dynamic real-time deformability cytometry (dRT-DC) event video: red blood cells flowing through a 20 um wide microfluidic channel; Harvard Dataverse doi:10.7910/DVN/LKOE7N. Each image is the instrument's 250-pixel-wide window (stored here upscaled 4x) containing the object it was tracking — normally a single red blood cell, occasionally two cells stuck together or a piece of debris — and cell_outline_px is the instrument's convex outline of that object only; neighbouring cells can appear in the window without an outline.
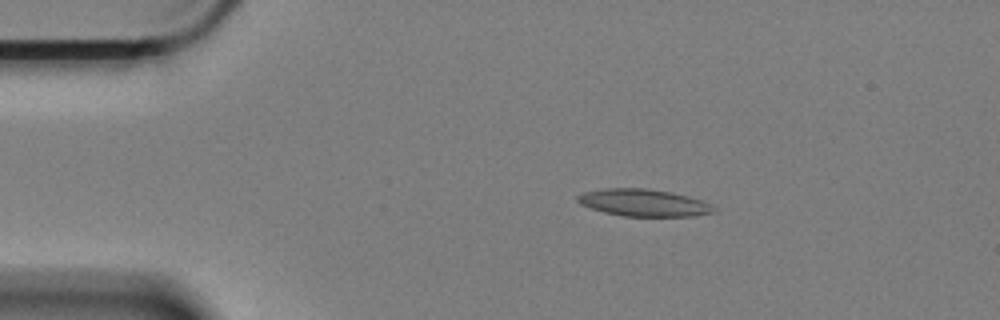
{"species": "Egyptian fruit bat (a non-hibernating species)", "species_latin": "Rousettus aegyptiacus", "temperature_condition": "cold", "stored_images_in_passage": 50, "camera_frame_rate_fps": 3000, "um_per_image_px": 0.085, "animal": {"sex": "female"}, "frame": {"image": 1, "passage_image": 1, "time_ms": 0.0, "image_size_px": [1000, 320], "cell_outline_px": [[716, 212], [692, 216], [624, 216], [604, 212], [580, 204], [576, 200], [576, 196], [584, 192], [604, 188], [644, 188], [668, 192], [700, 200], [716, 208]], "centroid_in_image_um": [54.66, 17.24], "position_along_channel_um": 30.3, "area_um2": 21.21}}
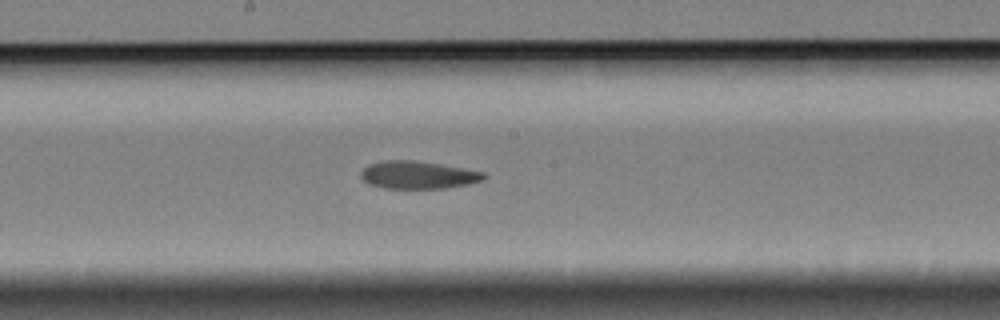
{"frame": {"image": 2, "passage_image": 22, "time_ms": 7.0, "image_size_px": [1000, 320], "cell_outline_px": [[488, 176], [484, 180], [468, 184], [444, 188], [384, 188], [368, 184], [360, 176], [360, 172], [368, 164], [384, 160], [412, 160], [440, 164], [484, 172]], "centroid_in_image_um": [35.52, 14.87], "position_along_channel_um": 212.7, "area_um2": 19.83}}
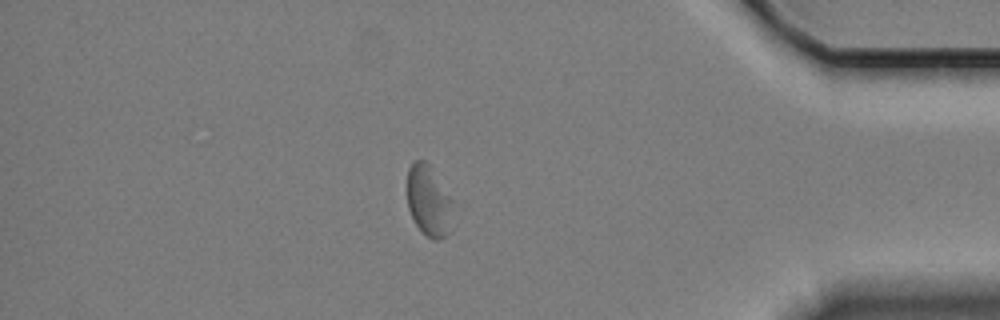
{"frame": {"image": 3, "passage_image": 42, "time_ms": 13.667, "image_size_px": [1000, 320], "cell_outline_px": [[464, 208], [448, 232], [440, 240], [432, 240], [420, 232], [408, 208], [408, 168], [416, 160], [428, 160], [464, 204]], "centroid_in_image_um": [36.7, 17.06], "position_along_channel_um": 398.5, "area_um2": 21.79}}